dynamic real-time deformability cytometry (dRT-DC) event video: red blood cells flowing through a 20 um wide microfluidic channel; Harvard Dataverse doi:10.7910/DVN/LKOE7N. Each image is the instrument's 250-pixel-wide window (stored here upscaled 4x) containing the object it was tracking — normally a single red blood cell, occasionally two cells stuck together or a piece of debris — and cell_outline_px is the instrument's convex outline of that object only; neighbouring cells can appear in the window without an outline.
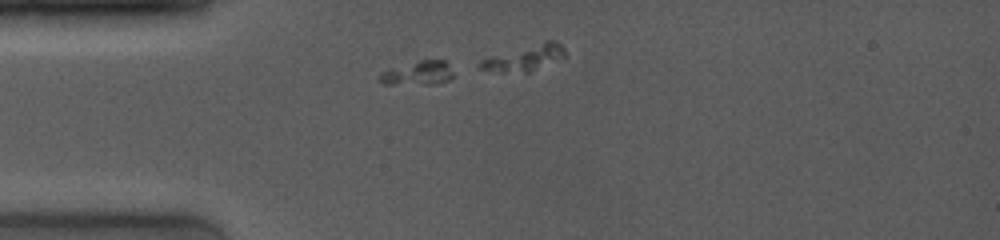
{"species": "common noctule bat (a hibernating species)", "species_latin": "Nyctalus noctula", "temperature_condition": "room temperature", "stored_images_in_passage": 9, "segment_of_instrument_passage": [2, 2], "camera_frame_rate_fps": 4000, "um_per_image_px": 0.085, "animal": {"sex": "female", "body_mass_g": 19.0, "forearm_length_mm": 53.3}, "frame": {"image": 1, "passage_image": 6, "time_ms": 1.5, "image_size_px": [1000, 240], "cell_outline_px": [[452, 76], [448, 80], [440, 84], [384, 84], [376, 80], [376, 76], [380, 72], [392, 68], [420, 60], [444, 60], [448, 64], [452, 72]], "centroid_in_image_um": [35.46, 6.23], "position_along_channel_um": 49.5, "area_um2": 10.4}}